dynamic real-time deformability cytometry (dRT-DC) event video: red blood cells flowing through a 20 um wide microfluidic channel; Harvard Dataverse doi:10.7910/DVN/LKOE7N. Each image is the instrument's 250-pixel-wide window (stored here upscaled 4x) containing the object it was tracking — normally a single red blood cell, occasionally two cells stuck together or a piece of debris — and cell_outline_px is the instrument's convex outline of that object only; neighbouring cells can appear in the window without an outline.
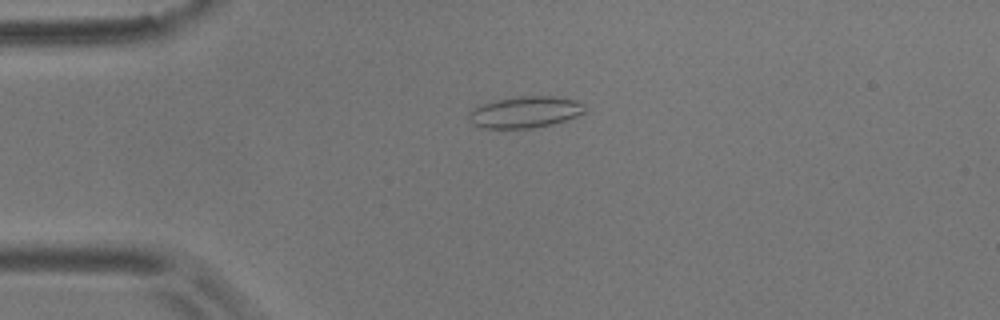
{"species": "common noctule bat (a hibernating species)", "species_latin": "Nyctalus noctula", "temperature_condition": "room temperature", "stored_images_in_passage": 3, "camera_frame_rate_fps": 3000, "um_per_image_px": 0.085, "animal": {"sex": "male", "body_mass_g": 17.9}, "frame": {"image": 1, "passage_image": 1, "time_ms": 0.0, "image_size_px": [1000, 320], "cell_outline_px": [[588, 112], [552, 124], [532, 128], [484, 128], [472, 124], [468, 120], [468, 112], [472, 108], [480, 104], [496, 100], [520, 96], [552, 96], [576, 100], [584, 104]], "centroid_in_image_um": [44.62, 9.52], "position_along_channel_um": 40.4, "area_um2": 21.44}}